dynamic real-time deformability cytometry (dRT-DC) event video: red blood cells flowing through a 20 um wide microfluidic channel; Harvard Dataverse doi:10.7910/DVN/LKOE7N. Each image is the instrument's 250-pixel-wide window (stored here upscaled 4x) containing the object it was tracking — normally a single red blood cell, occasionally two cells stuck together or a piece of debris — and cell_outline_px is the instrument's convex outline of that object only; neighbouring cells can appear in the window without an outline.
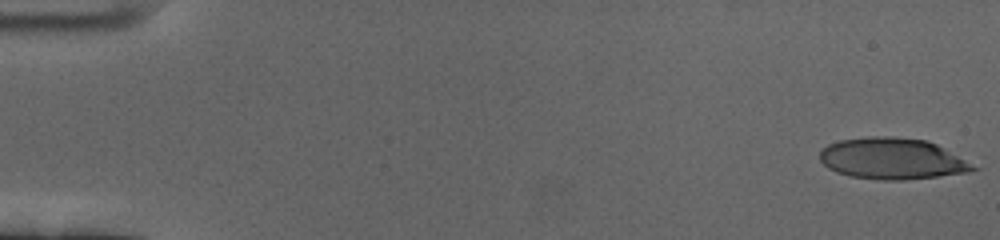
{"species": "human", "species_latin": "Homo sapiens", "temperature_condition": "cold", "stored_images_in_passage": 59, "camera_frame_rate_fps": 3000, "um_per_image_px": 0.085, "donor": {"sex": "female"}, "frame": {"image": 1, "passage_image": 1, "time_ms": 0.0, "image_size_px": [1000, 240], "cell_outline_px": [[980, 168], [968, 172], [904, 180], [880, 180], [848, 176], [836, 172], [828, 168], [820, 160], [820, 152], [828, 144], [840, 140], [868, 136], [892, 136], [928, 140], [936, 144]], "centroid_in_image_um": [75.81, 13.48], "position_along_channel_um": 9.2, "area_um2": 36.82}}
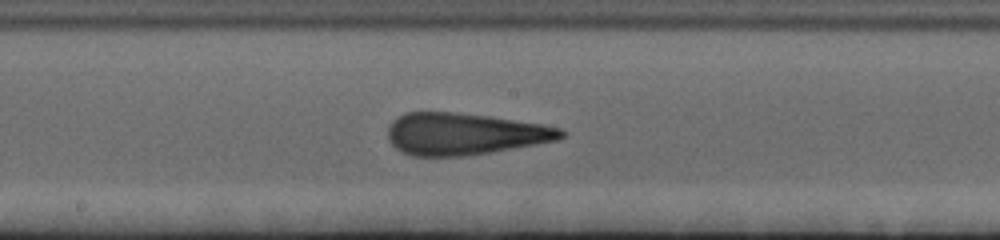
{"frame": {"image": 2, "passage_image": 32, "time_ms": 10.333, "image_size_px": [1000, 240], "cell_outline_px": [[568, 132], [564, 136], [556, 140], [536, 144], [492, 152], [464, 156], [412, 156], [400, 152], [388, 140], [388, 124], [396, 116], [404, 112], [452, 112], [488, 116], [544, 124], [564, 128]], "centroid_in_image_um": [39.47, 11.38], "position_along_channel_um": 208.7, "area_um2": 42.66}}
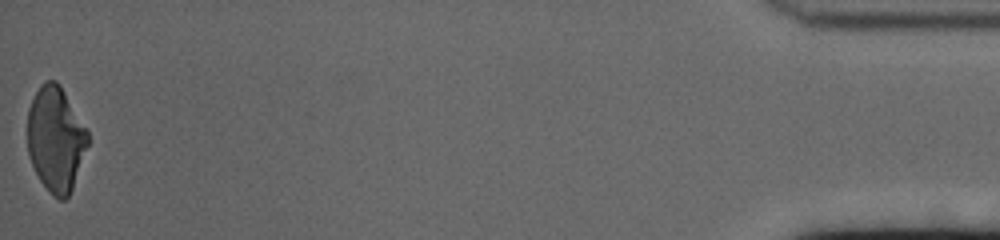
{"frame": {"image": 3, "passage_image": 59, "time_ms": 19.333, "image_size_px": [1000, 240], "cell_outline_px": [[88, 144], [72, 188], [68, 196], [64, 200], [60, 200], [52, 196], [40, 180], [28, 156], [28, 108], [40, 84], [44, 80], [56, 80], [60, 84], [88, 132]], "centroid_in_image_um": [4.72, 11.81], "position_along_channel_um": 430.5, "area_um2": 36.7}, "authors_computed_cell_mechanics": {"area_um2": 40.46, "velocity_mm_per_s": 3.4541, "shape_relaxation_time_tau1_ms": 7.6702, "shape_relaxation_time_tau2_ms": 1.8304, "deformation_change_tau1": 0.2656, "deformation_change_tau2": 0.1298}}